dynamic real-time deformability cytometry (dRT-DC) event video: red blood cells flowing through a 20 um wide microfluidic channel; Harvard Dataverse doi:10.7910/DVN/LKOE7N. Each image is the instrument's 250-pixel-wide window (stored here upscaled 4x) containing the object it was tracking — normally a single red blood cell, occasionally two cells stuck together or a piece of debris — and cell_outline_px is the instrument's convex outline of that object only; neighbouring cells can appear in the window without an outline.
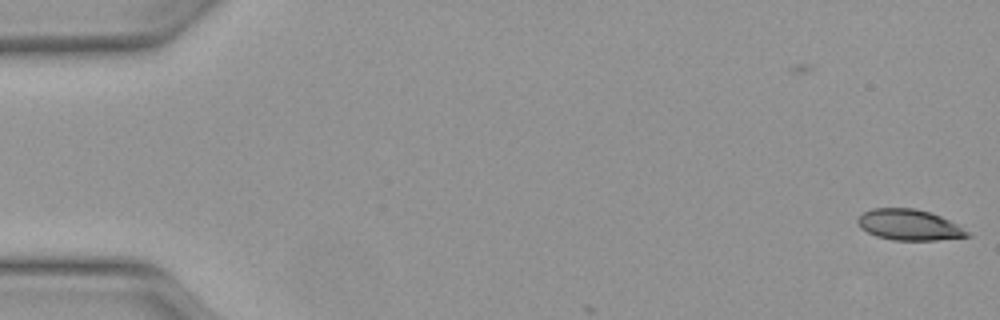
{"species": "Egyptian fruit bat (a non-hibernating species)", "species_latin": "Rousettus aegyptiacus", "temperature_condition": "warm", "stored_images_in_passage": 5, "camera_frame_rate_fps": 3000, "um_per_image_px": 0.085, "animal": {"sex": "female"}, "frame": {"image": 1, "passage_image": 5, "time_ms": 1.333, "image_size_px": [1000, 320], "cell_outline_px": [[972, 236], [936, 240], [892, 240], [876, 236], [860, 228], [856, 220], [864, 212], [872, 208], [916, 208], [932, 212], [956, 224], [968, 232]], "centroid_in_image_um": [77.25, 19.11], "position_along_channel_um": 7.7, "area_um2": 19.65}}